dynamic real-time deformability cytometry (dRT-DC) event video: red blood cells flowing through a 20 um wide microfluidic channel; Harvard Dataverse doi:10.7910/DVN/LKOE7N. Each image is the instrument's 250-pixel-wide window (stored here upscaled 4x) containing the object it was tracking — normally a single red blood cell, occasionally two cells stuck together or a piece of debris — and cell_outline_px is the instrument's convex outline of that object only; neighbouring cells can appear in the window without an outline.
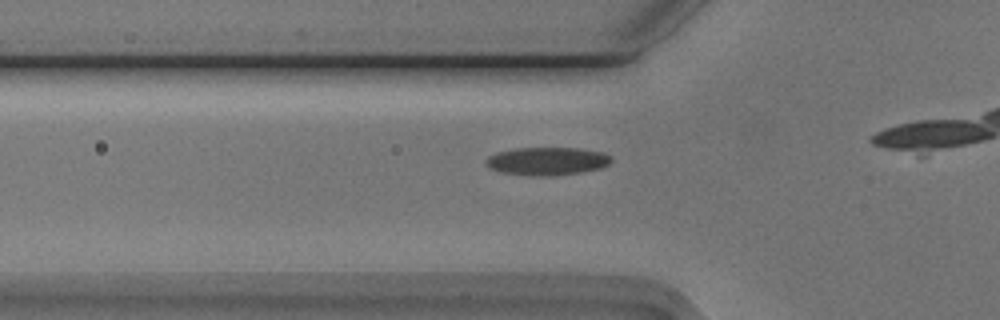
{"species": "Egyptian fruit bat (a non-hibernating species)", "species_latin": "Rousettus aegyptiacus", "temperature_condition": "cold", "stored_images_in_passage": 17, "camera_frame_rate_fps": 3000, "um_per_image_px": 0.085, "animal": {"sex": "male"}, "frame": {"image": 1, "passage_image": 12, "time_ms": 3.667, "image_size_px": [1000, 320], "cell_outline_px": [[612, 160], [608, 164], [600, 168], [580, 172], [556, 176], [532, 176], [500, 172], [488, 168], [484, 160], [488, 156], [496, 152], [516, 148], [576, 148], [600, 152], [612, 156]], "centroid_in_image_um": [46.45, 13.7], "position_along_channel_um": 79.3, "area_um2": 20.58}}
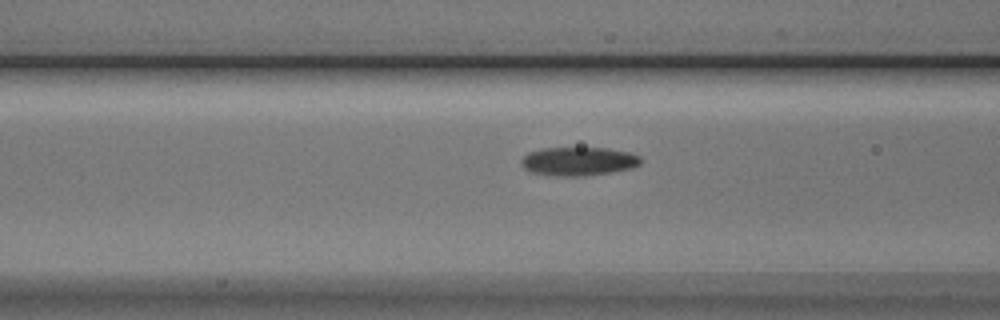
{"frame": {"image": 2, "passage_image": 15, "time_ms": 4.667, "image_size_px": [1000, 320], "cell_outline_px": [[640, 164], [632, 168], [612, 172], [584, 176], [556, 176], [528, 172], [520, 164], [520, 160], [528, 152], [540, 148], [608, 148], [628, 152], [640, 156]], "centroid_in_image_um": [49.12, 13.71], "position_along_channel_um": 117.5, "area_um2": 20.11}}